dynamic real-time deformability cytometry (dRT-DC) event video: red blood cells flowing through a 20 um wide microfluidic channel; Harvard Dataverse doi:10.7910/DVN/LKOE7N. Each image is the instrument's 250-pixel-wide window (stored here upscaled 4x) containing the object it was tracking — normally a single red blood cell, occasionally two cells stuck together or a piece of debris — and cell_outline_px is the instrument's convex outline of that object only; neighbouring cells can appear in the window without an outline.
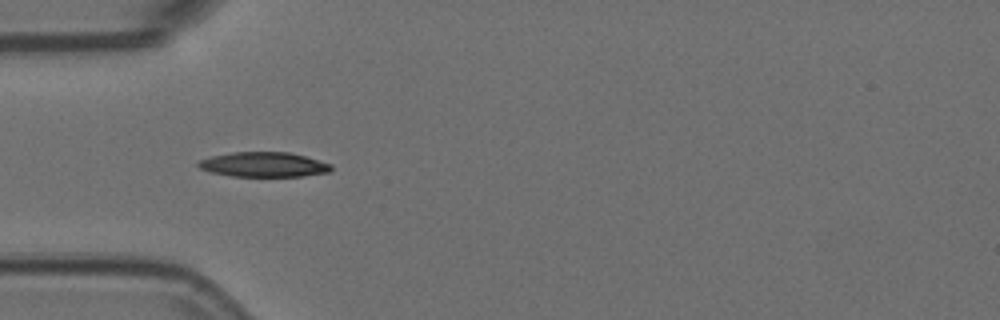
{"species": "Egyptian fruit bat (a non-hibernating species)", "species_latin": "Rousettus aegyptiacus", "temperature_condition": "room temperature", "stored_images_in_passage": 12, "camera_frame_rate_fps": 3000, "um_per_image_px": 0.085, "animal": {"sex": "female"}, "frame": {"image": 1, "passage_image": 2, "time_ms": 0.333, "image_size_px": [1000, 320], "cell_outline_px": [[332, 168], [328, 172], [304, 176], [232, 176], [208, 172], [200, 168], [196, 164], [200, 160], [212, 156], [232, 152], [288, 152], [304, 156], [332, 164]], "centroid_in_image_um": [22.39, 13.99], "position_along_channel_um": 62.6, "area_um2": 19.13}}
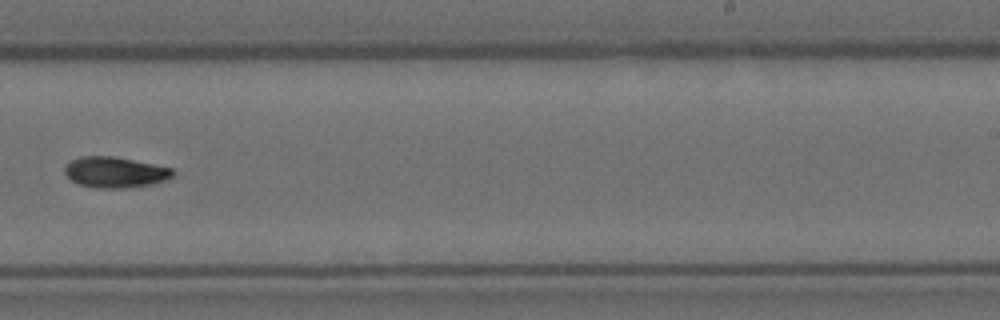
{"frame": {"image": 2, "passage_image": 7, "time_ms": 2.0, "image_size_px": [1000, 320], "cell_outline_px": [[176, 172], [168, 180], [152, 184], [128, 188], [96, 188], [76, 184], [64, 172], [64, 164], [80, 156], [112, 156], [172, 168]], "centroid_in_image_um": [9.77, 14.65], "position_along_channel_um": 279.2, "area_um2": 19.54}}
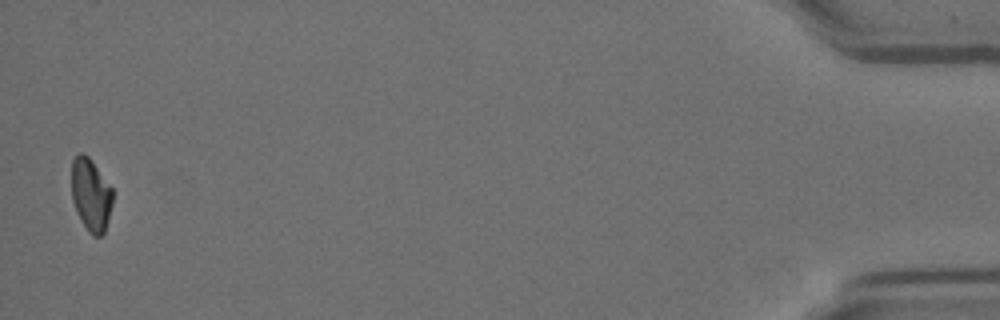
{"frame": {"image": 3, "passage_image": 12, "time_ms": 3.667, "image_size_px": [1000, 320], "cell_outline_px": [[112, 204], [104, 232], [100, 236], [92, 236], [88, 232], [80, 220], [72, 200], [72, 160], [80, 152], [88, 156], [112, 188]], "centroid_in_image_um": [7.71, 16.57], "position_along_channel_um": 427.5, "area_um2": 17.22}}